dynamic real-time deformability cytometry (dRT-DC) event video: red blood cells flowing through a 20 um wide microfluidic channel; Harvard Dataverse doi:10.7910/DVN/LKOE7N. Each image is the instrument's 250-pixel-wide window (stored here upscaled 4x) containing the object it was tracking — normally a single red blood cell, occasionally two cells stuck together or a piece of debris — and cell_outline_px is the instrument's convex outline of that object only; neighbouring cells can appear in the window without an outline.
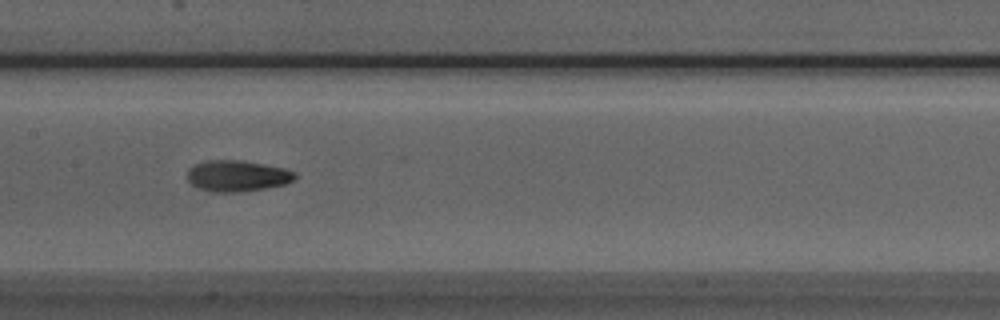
{"species": "Egyptian fruit bat (a non-hibernating species)", "species_latin": "Rousettus aegyptiacus", "temperature_condition": "room temperature", "stored_images_in_passage": 9, "camera_frame_rate_fps": 3000, "um_per_image_px": 0.085, "animal": {"sex": "male"}, "frame": {"image": 1, "passage_image": 8, "time_ms": 2.333, "image_size_px": [1000, 320], "cell_outline_px": [[296, 180], [284, 184], [264, 188], [240, 192], [212, 192], [200, 188], [192, 184], [188, 180], [188, 168], [196, 164], [208, 160], [240, 160], [284, 168], [292, 172], [296, 176]], "centroid_in_image_um": [20.15, 14.95], "position_along_channel_um": 187.3, "area_um2": 19.31}}
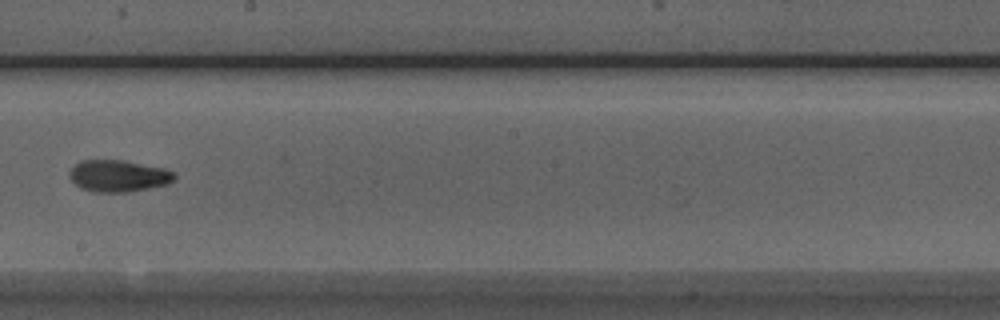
{"frame": {"image": 2, "passage_image": 9, "time_ms": 2.667, "image_size_px": [1000, 320], "cell_outline_px": [[176, 176], [168, 184], [128, 192], [92, 192], [80, 188], [68, 176], [68, 172], [80, 160], [120, 160], [164, 168], [172, 172]], "centroid_in_image_um": [10.02, 14.96], "position_along_channel_um": 238.2, "area_um2": 19.31}}